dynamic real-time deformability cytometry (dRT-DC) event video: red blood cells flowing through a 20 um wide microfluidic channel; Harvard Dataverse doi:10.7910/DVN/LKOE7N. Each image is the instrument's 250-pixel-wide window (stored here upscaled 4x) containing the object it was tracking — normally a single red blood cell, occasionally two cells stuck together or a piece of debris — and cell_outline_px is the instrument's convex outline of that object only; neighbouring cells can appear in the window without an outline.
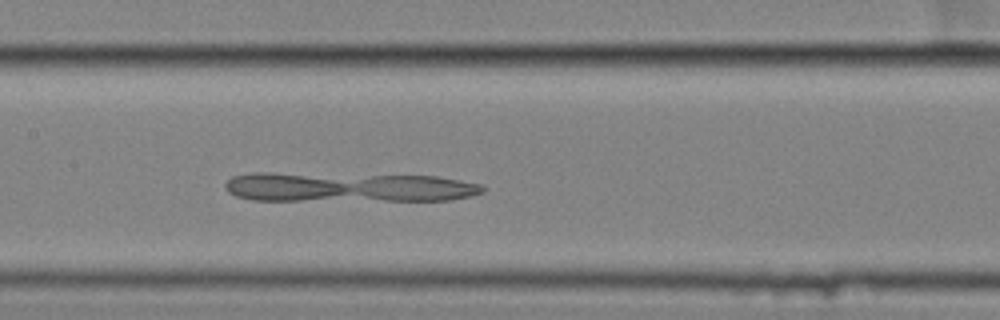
{"species": "common noctule bat (a hibernating species)", "species_latin": "Nyctalus noctula", "temperature_condition": "cold", "stored_images_in_passage": 51, "camera_frame_rate_fps": 3000, "um_per_image_px": 0.085, "animal": {"sex": "female", "body_mass_g": 25.1}, "frame": {"image": 1, "passage_image": 23, "time_ms": 7.333, "image_size_px": [1000, 320], "cell_outline_px": [[484, 192], [472, 196], [452, 200], [252, 200], [236, 196], [228, 192], [224, 188], [224, 184], [232, 176], [252, 172], [272, 172], [436, 176], [460, 180], [480, 184], [484, 188]], "centroid_in_image_um": [29.55, 15.9], "position_along_channel_um": 177.8, "area_um2": 44.91}}
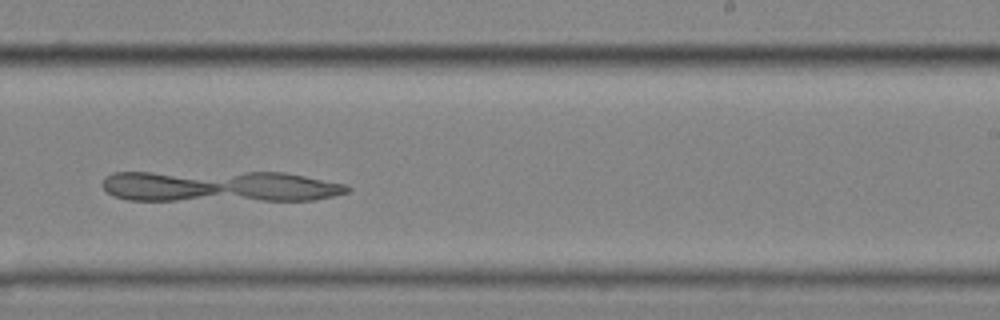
{"frame": {"image": 2, "passage_image": 31, "time_ms": 10.0, "image_size_px": [1000, 320], "cell_outline_px": [[352, 188], [348, 192], [316, 200], [128, 200], [116, 196], [108, 192], [100, 184], [104, 176], [112, 172], [284, 172], [344, 184]], "centroid_in_image_um": [18.63, 15.83], "position_along_channel_um": 270.4, "area_um2": 44.8}}
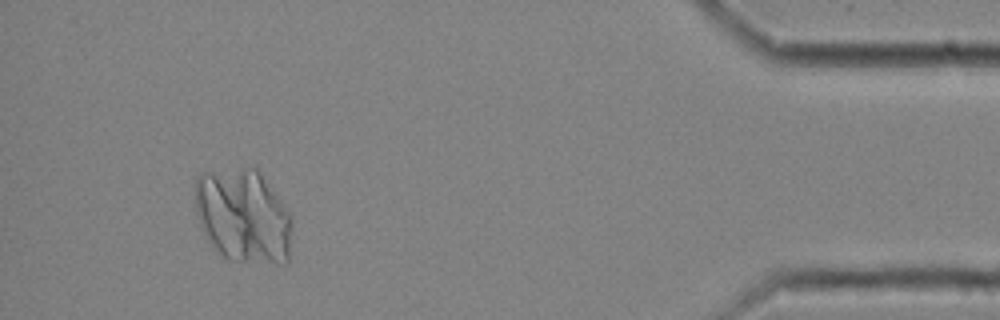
{"frame": {"image": 3, "passage_image": 48, "time_ms": 15.667, "image_size_px": [1000, 320], "cell_outline_px": [[292, 224], [288, 264], [276, 264], [228, 260], [220, 256], [212, 248], [200, 228], [196, 216], [196, 176], [204, 172], [244, 168], [256, 168], [260, 172], [280, 200], [288, 212], [292, 220]], "centroid_in_image_um": [20.66, 18.41], "position_along_channel_um": 414.5, "area_um2": 53.64}}